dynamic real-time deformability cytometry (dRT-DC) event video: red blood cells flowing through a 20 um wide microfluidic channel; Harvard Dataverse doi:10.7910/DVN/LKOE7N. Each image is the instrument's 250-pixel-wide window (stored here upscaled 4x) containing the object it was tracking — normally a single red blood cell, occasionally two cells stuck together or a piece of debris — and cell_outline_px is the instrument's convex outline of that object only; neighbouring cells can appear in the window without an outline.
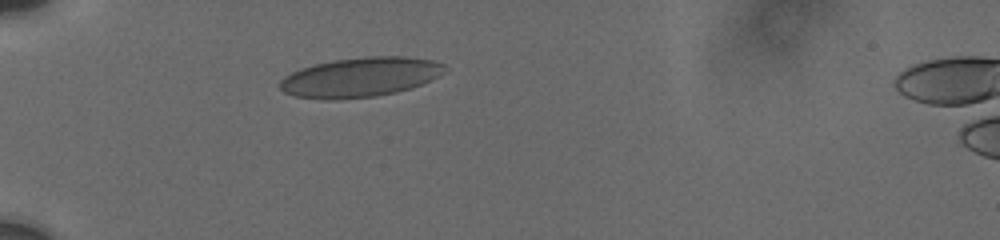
{"species": "human", "species_latin": "Homo sapiens", "temperature_condition": "cold", "stored_images_in_passage": 4, "camera_frame_rate_fps": 3000, "um_per_image_px": 0.085, "donor": {"sex": "male"}, "frame": {"image": 1, "passage_image": 1, "time_ms": 0.0, "image_size_px": [1000, 240], "cell_outline_px": [[444, 72], [440, 76], [432, 80], [412, 88], [396, 92], [376, 96], [336, 100], [324, 100], [292, 96], [284, 92], [280, 88], [280, 80], [284, 76], [300, 68], [316, 64], [336, 60], [364, 56], [408, 56], [432, 60], [444, 64]], "centroid_in_image_um": [30.62, 6.57], "position_along_channel_um": 54.4, "area_um2": 38.32}}
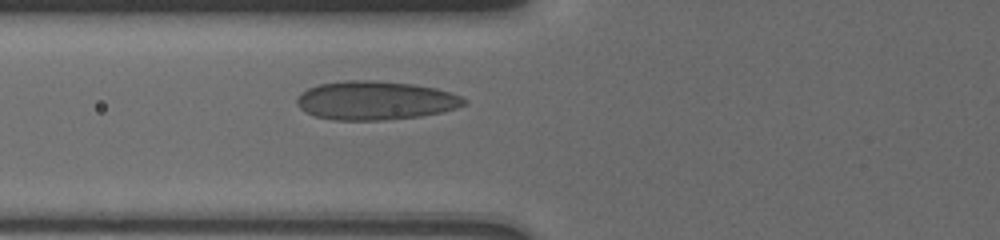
{"frame": {"image": 2, "passage_image": 4, "time_ms": 1.667, "image_size_px": [1000, 240], "cell_outline_px": [[468, 104], [456, 108], [440, 112], [420, 116], [380, 120], [332, 120], [316, 116], [300, 108], [296, 104], [296, 100], [300, 92], [308, 88], [320, 84], [344, 80], [368, 80], [412, 84], [436, 88], [460, 96], [468, 100]], "centroid_in_image_um": [31.89, 8.54], "position_along_channel_um": 93.9, "area_um2": 37.63}}